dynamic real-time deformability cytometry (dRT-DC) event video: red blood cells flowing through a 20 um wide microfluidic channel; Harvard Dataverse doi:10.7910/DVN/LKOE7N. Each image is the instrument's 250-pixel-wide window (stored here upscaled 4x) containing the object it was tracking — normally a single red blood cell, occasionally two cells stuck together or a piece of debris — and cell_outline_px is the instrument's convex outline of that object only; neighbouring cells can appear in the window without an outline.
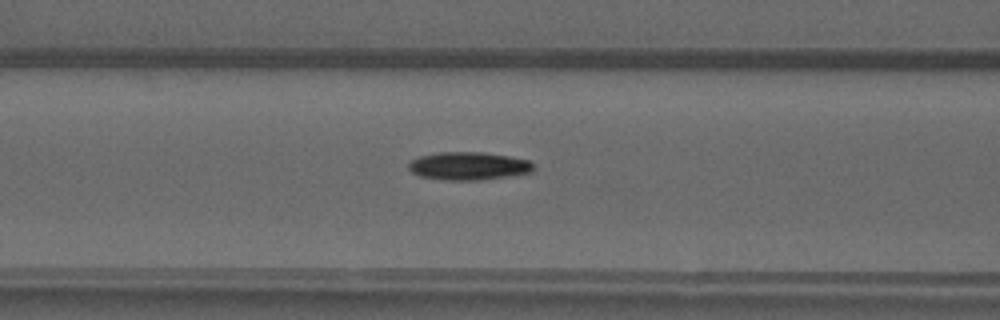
{"species": "common noctule bat (a hibernating species)", "species_latin": "Nyctalus noctula", "temperature_condition": "warm", "stored_images_in_passage": 51, "camera_frame_rate_fps": 3000, "um_per_image_px": 0.085, "animal": {"sex": "male", "forearm_length_mm": 52.5}, "frame": {"image": 1, "passage_image": 21, "time_ms": 6.667, "image_size_px": [1000, 320], "cell_outline_px": [[536, 168], [532, 172], [508, 176], [480, 180], [444, 180], [420, 176], [412, 172], [408, 168], [408, 164], [412, 160], [420, 156], [440, 152], [484, 152], [508, 156], [528, 160]], "centroid_in_image_um": [39.83, 14.11], "position_along_channel_um": 126.8, "area_um2": 20.35}}
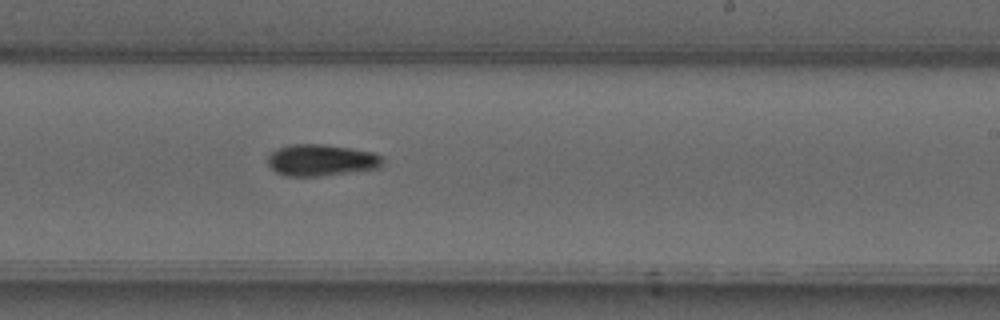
{"frame": {"image": 2, "passage_image": 31, "time_ms": 10.0, "image_size_px": [1000, 320], "cell_outline_px": [[384, 160], [380, 168], [320, 176], [284, 176], [276, 172], [268, 164], [268, 156], [272, 152], [288, 144], [324, 144], [352, 148], [376, 152]], "centroid_in_image_um": [27.33, 13.61], "position_along_channel_um": 261.7, "area_um2": 21.27}}
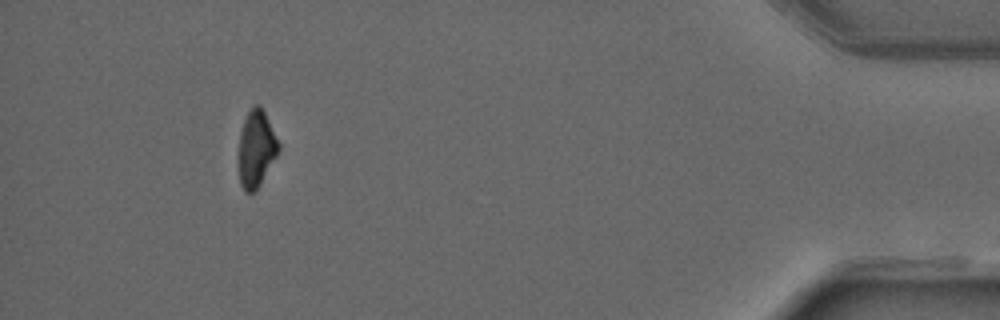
{"frame": {"image": 3, "passage_image": 47, "time_ms": 15.333, "image_size_px": [1000, 320], "cell_outline_px": [[280, 148], [276, 156], [256, 192], [244, 192], [240, 184], [240, 132], [244, 120], [252, 104], [260, 104], [280, 144]], "centroid_in_image_um": [21.79, 12.64], "position_along_channel_um": 413.4, "area_um2": 17.57}}